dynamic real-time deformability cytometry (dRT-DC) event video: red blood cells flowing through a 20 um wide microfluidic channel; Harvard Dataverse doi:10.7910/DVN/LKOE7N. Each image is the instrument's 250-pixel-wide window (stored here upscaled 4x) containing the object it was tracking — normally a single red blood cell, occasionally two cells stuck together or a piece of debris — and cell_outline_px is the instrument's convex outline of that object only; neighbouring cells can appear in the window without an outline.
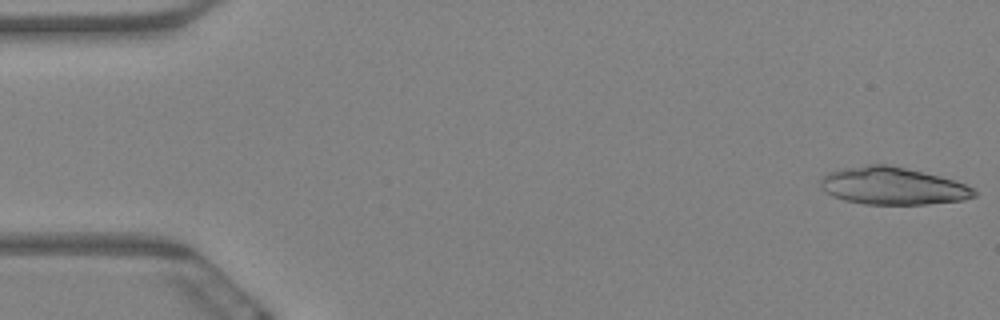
{"species": "Egyptian fruit bat (a non-hibernating species)", "species_latin": "Rousettus aegyptiacus", "temperature_condition": "warm", "stored_images_in_passage": 12, "camera_frame_rate_fps": 3000, "um_per_image_px": 0.085, "animal": {"sex": "female"}, "frame": {"image": 1, "passage_image": 1, "time_ms": 0.0, "image_size_px": [1000, 320], "cell_outline_px": [[976, 196], [964, 200], [928, 204], [864, 204], [844, 200], [832, 196], [824, 192], [820, 184], [820, 180], [828, 172], [844, 168], [868, 164], [888, 164], [940, 176], [956, 180], [972, 188], [976, 192]], "centroid_in_image_um": [75.87, 15.81], "position_along_channel_um": 9.1, "area_um2": 33.52}}
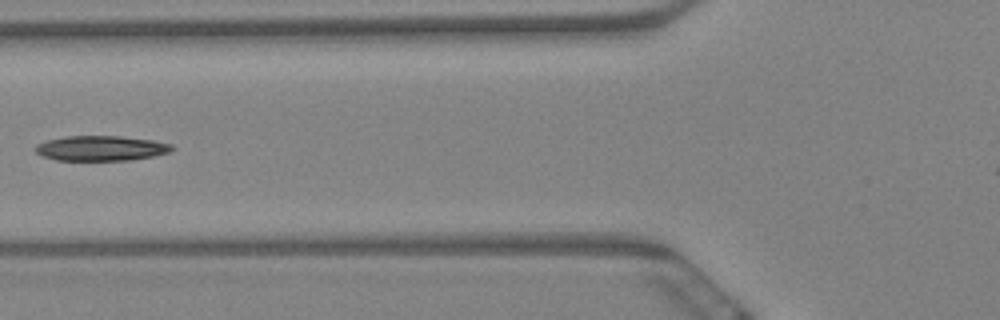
{"frame": {"image": 2, "passage_image": 7, "time_ms": 2.0, "image_size_px": [1000, 320], "cell_outline_px": [[176, 148], [168, 152], [152, 156], [132, 160], [56, 160], [44, 156], [36, 152], [36, 144], [44, 140], [68, 136], [120, 136], [152, 140], [172, 144]], "centroid_in_image_um": [8.59, 12.59], "position_along_channel_um": 117.2, "area_um2": 19.88}}
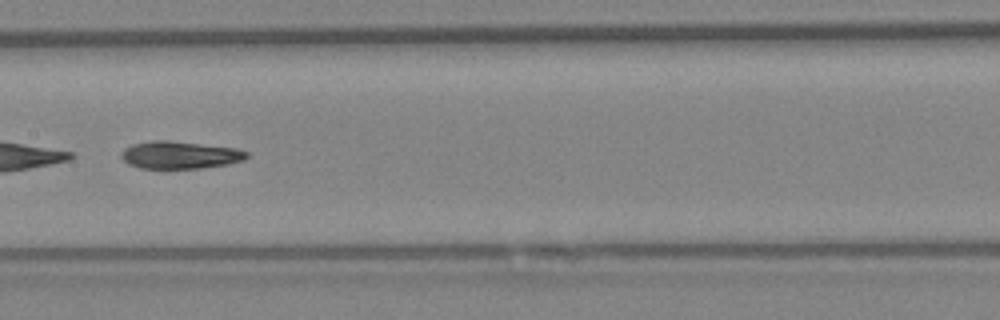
{"frame": {"image": 3, "passage_image": 9, "time_ms": 2.667, "image_size_px": [1000, 320], "cell_outline_px": [[248, 156], [244, 160], [228, 164], [200, 168], [140, 168], [128, 164], [120, 156], [120, 152], [124, 148], [132, 144], [152, 140], [168, 140], [236, 148], [248, 152]], "centroid_in_image_um": [15.26, 13.17], "position_along_channel_um": 192.1, "area_um2": 20.11}}